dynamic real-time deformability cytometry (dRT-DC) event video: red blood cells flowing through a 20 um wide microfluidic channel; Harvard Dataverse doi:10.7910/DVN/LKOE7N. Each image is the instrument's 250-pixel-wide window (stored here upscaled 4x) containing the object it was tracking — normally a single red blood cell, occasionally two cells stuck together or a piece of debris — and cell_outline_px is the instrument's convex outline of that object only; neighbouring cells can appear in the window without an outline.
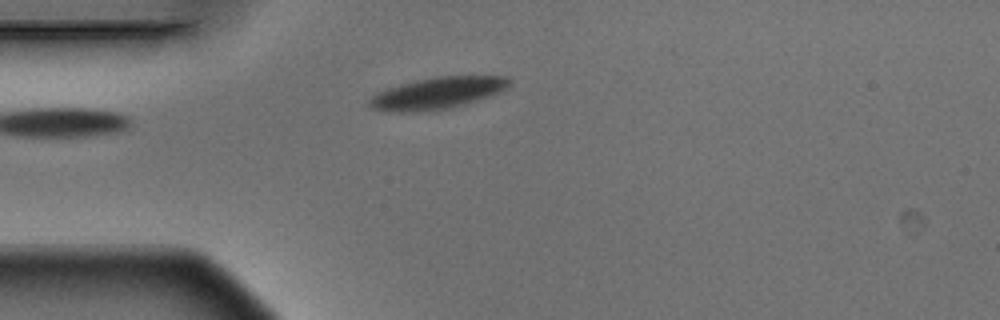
{"species": "Egyptian fruit bat (a non-hibernating species)", "species_latin": "Rousettus aegyptiacus", "temperature_condition": "warm", "stored_images_in_passage": 5, "camera_frame_rate_fps": 3000, "um_per_image_px": 0.085, "animal": {"sex": "male"}, "frame": {"image": 1, "passage_image": 2, "time_ms": 0.333, "image_size_px": [1000, 320], "cell_outline_px": [[512, 80], [500, 92], [452, 108], [416, 112], [388, 112], [372, 108], [368, 104], [368, 100], [376, 92], [400, 84], [416, 80], [436, 76], [508, 76]], "centroid_in_image_um": [37.13, 7.92], "position_along_channel_um": 47.9, "area_um2": 25.84}}
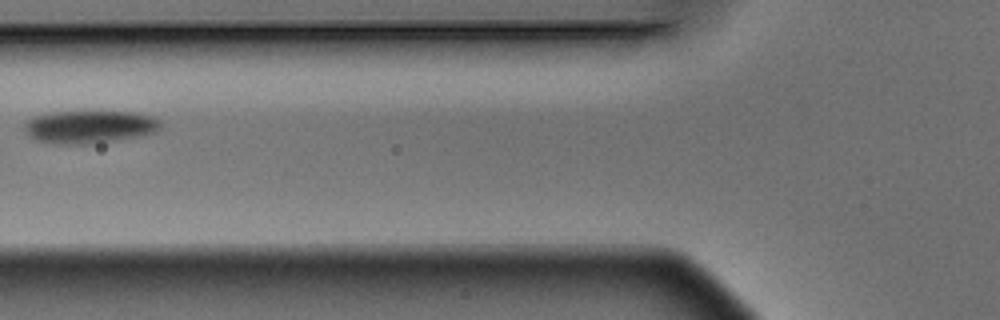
{"frame": {"image": 2, "passage_image": 4, "time_ms": 1.0, "image_size_px": [1000, 320], "cell_outline_px": [[160, 128], [156, 132], [140, 136], [88, 144], [56, 144], [36, 140], [28, 136], [24, 128], [24, 124], [28, 120], [36, 116], [48, 112], [136, 112], [152, 116], [160, 120]], "centroid_in_image_um": [7.6, 10.78], "position_along_channel_um": 118.2, "area_um2": 26.01}}
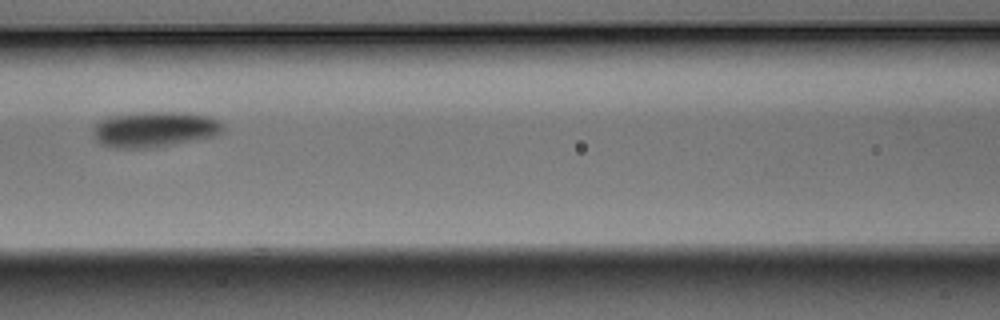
{"frame": {"image": 3, "passage_image": 5, "time_ms": 1.333, "image_size_px": [1000, 320], "cell_outline_px": [[224, 128], [216, 136], [196, 140], [152, 148], [112, 148], [100, 144], [96, 140], [92, 128], [100, 120], [108, 116], [140, 112], [188, 112], [208, 116], [220, 120], [224, 124]], "centroid_in_image_um": [13.14, 10.99], "position_along_channel_um": 153.5, "area_um2": 27.34}}